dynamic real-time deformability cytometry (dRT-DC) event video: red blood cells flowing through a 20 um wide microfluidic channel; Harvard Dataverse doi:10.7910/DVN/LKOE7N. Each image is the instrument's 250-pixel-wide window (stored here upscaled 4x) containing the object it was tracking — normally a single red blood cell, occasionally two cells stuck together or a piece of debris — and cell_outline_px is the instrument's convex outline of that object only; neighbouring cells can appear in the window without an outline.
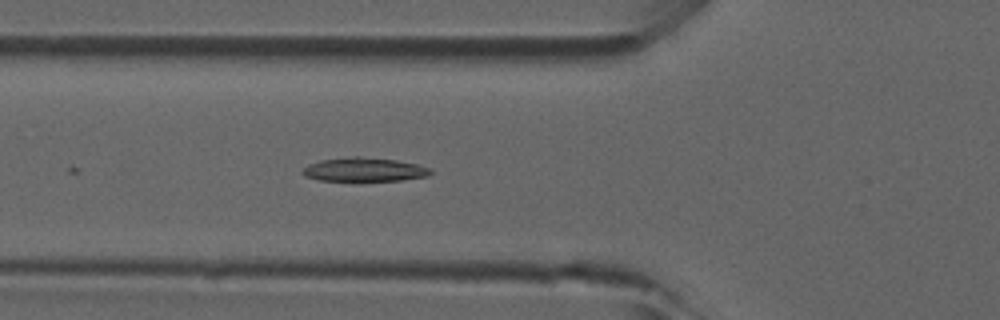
{"species": "common noctule bat (a hibernating species)", "species_latin": "Nyctalus noctula", "temperature_condition": "room temperature", "stored_images_in_passage": 19, "camera_frame_rate_fps": 3000, "um_per_image_px": 0.085, "animal": {"sex": "male", "forearm_length_mm": 52.5}, "frame": {"image": 1, "passage_image": 16, "time_ms": 5.0, "image_size_px": [1000, 320], "cell_outline_px": [[432, 172], [428, 176], [400, 180], [320, 180], [304, 176], [300, 172], [308, 164], [320, 160], [352, 156], [360, 156], [396, 160], [416, 164], [428, 168]], "centroid_in_image_um": [30.91, 14.4], "position_along_channel_um": 94.9, "area_um2": 17.57}}